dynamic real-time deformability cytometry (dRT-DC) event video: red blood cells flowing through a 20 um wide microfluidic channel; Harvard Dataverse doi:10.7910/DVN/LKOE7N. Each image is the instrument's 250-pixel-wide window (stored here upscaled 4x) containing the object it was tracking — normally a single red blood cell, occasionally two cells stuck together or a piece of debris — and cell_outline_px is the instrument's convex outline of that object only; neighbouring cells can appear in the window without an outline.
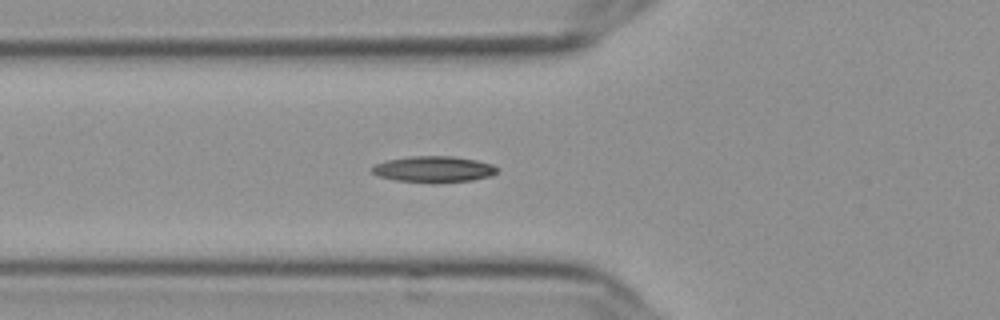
{"species": "Egyptian fruit bat (a non-hibernating species)", "species_latin": "Rousettus aegyptiacus", "temperature_condition": "cold", "stored_images_in_passage": 57, "camera_frame_rate_fps": 3000, "um_per_image_px": 0.085, "frame": {"image": 1, "passage_image": 21, "time_ms": 6.667, "image_size_px": [1000, 320], "cell_outline_px": [[496, 172], [492, 176], [472, 180], [436, 184], [432, 184], [396, 180], [376, 176], [372, 172], [372, 168], [376, 164], [388, 160], [412, 156], [452, 156], [476, 160], [492, 164], [496, 168]], "centroid_in_image_um": [36.86, 14.41], "position_along_channel_um": 88.9, "area_um2": 19.25}}
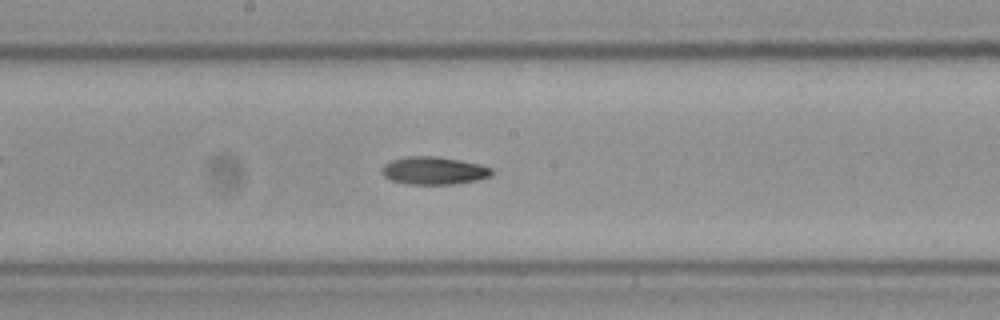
{"frame": {"image": 2, "passage_image": 31, "time_ms": 10.0, "image_size_px": [1000, 320], "cell_outline_px": [[492, 176], [480, 180], [456, 184], [408, 184], [392, 180], [384, 176], [380, 172], [380, 168], [384, 164], [392, 160], [408, 156], [436, 156], [460, 160], [480, 164], [492, 168]], "centroid_in_image_um": [36.89, 14.5], "position_along_channel_um": 211.3, "area_um2": 17.98}}
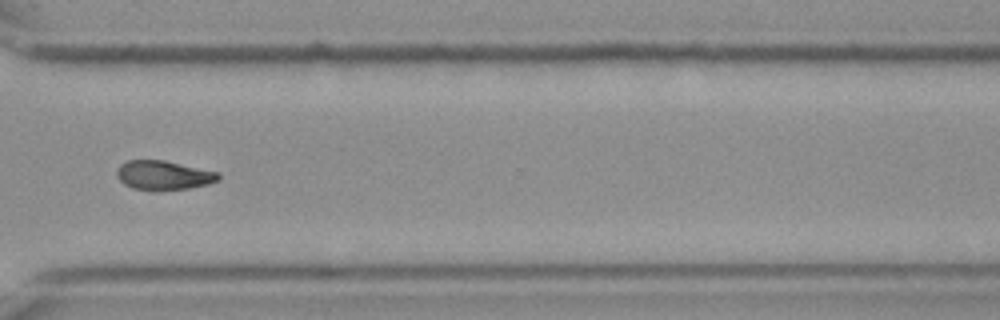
{"frame": {"image": 3, "passage_image": 43, "time_ms": 14.0, "image_size_px": [1000, 320], "cell_outline_px": [[220, 180], [208, 184], [188, 188], [132, 188], [124, 184], [116, 176], [116, 168], [120, 164], [128, 160], [164, 160], [220, 172]], "centroid_in_image_um": [13.91, 14.85], "position_along_channel_um": 356.7, "area_um2": 16.94}}